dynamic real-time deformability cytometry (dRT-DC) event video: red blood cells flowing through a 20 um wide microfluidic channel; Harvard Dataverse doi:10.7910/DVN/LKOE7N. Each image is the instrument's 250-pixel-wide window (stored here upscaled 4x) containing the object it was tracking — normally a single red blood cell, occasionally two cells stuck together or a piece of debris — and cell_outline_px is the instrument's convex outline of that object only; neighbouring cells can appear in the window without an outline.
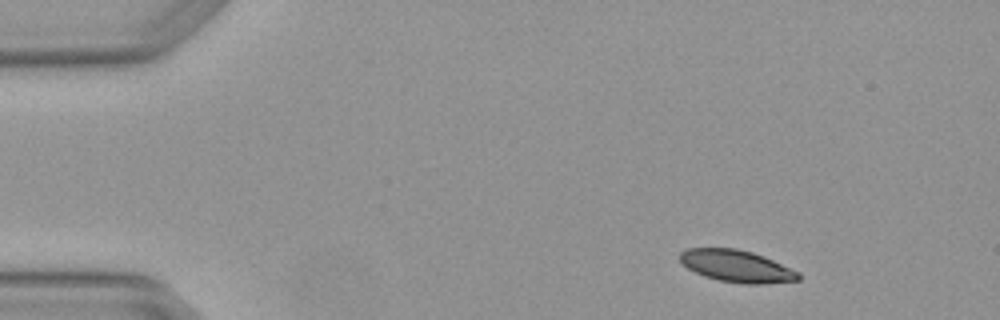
{"species": "Egyptian fruit bat (a non-hibernating species)", "species_latin": "Rousettus aegyptiacus", "temperature_condition": "warm", "stored_images_in_passage": 4, "camera_frame_rate_fps": 3000, "um_per_image_px": 0.085, "animal": {"sex": "female"}, "frame": {"image": 1, "passage_image": 1, "time_ms": 0.0, "image_size_px": [1000, 320], "cell_outline_px": [[800, 280], [764, 284], [744, 284], [720, 280], [704, 276], [688, 268], [680, 260], [680, 252], [688, 248], [736, 248], [752, 252], [764, 256], [800, 272]], "centroid_in_image_um": [62.65, 22.62], "position_along_channel_um": 22.4, "area_um2": 22.08}}
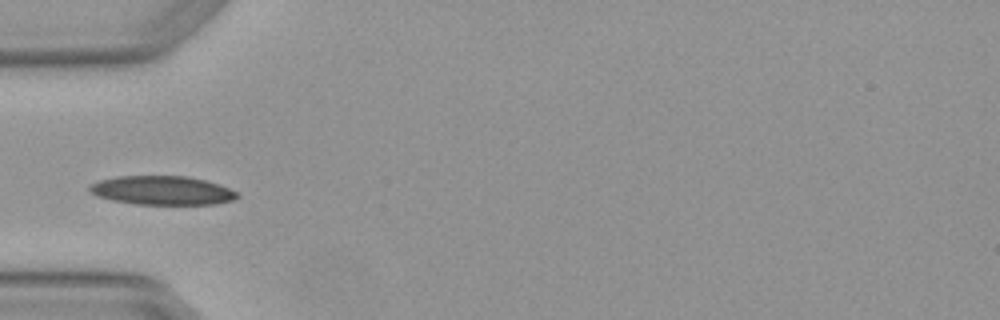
{"frame": {"image": 2, "passage_image": 4, "time_ms": 1.0, "image_size_px": [1000, 320], "cell_outline_px": [[240, 196], [232, 200], [216, 204], [136, 204], [112, 200], [96, 196], [88, 188], [92, 184], [100, 180], [116, 176], [188, 176], [220, 184], [236, 192]], "centroid_in_image_um": [13.79, 16.18], "position_along_channel_um": 71.2, "area_um2": 24.74}}